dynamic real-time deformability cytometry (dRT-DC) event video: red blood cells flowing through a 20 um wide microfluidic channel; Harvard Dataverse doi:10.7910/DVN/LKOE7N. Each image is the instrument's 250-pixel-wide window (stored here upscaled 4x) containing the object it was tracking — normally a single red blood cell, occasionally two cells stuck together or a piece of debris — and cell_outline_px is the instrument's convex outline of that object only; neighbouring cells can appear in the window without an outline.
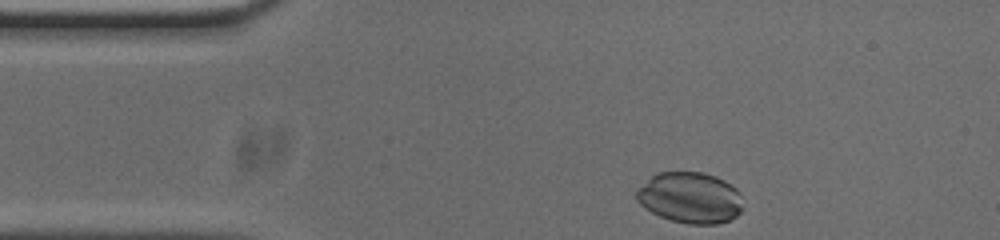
{"species": "common noctule bat (a hibernating species)", "species_latin": "Nyctalus noctula", "temperature_condition": "cold", "stored_images_in_passage": 35, "camera_frame_rate_fps": 3000, "um_per_image_px": 0.085, "animal": {"sex": "male", "body_mass_g": 20.0, "forearm_length_mm": 53.3}, "frame": {"image": 1, "passage_image": 1, "time_ms": 0.0, "image_size_px": [1000, 240], "cell_outline_px": [[740, 212], [736, 216], [728, 220], [716, 224], [688, 224], [672, 220], [660, 216], [644, 208], [636, 200], [636, 188], [656, 172], [704, 172], [716, 176], [724, 180], [736, 188], [740, 192]], "centroid_in_image_um": [58.62, 16.79], "position_along_channel_um": 26.4, "area_um2": 31.73}}
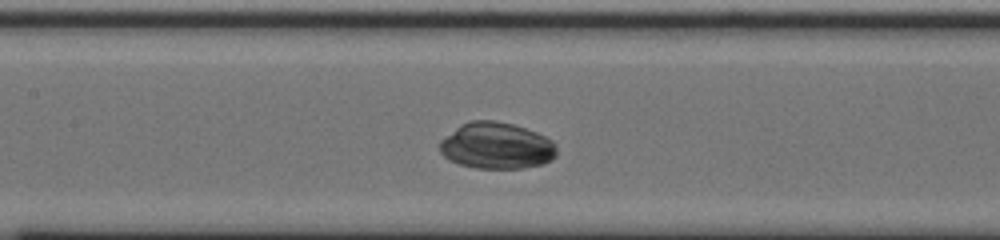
{"frame": {"image": 2, "passage_image": 16, "time_ms": 5.0, "image_size_px": [1000, 240], "cell_outline_px": [[556, 156], [552, 160], [540, 164], [520, 168], [476, 168], [460, 164], [444, 156], [440, 152], [440, 140], [460, 124], [472, 120], [492, 120], [512, 124], [536, 132], [552, 140], [556, 144]], "centroid_in_image_um": [42.2, 12.38], "position_along_channel_um": 165.2, "area_um2": 31.5}}
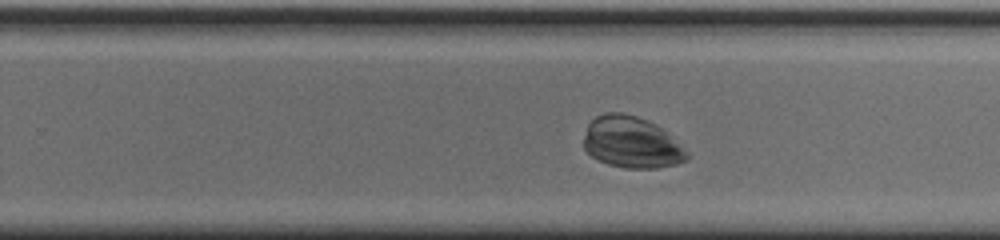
{"frame": {"image": 3, "passage_image": 25, "time_ms": 8.0, "image_size_px": [1000, 240], "cell_outline_px": [[688, 160], [676, 164], [656, 168], [624, 168], [608, 164], [592, 156], [584, 148], [584, 136], [588, 124], [596, 116], [604, 112], [620, 112], [636, 116], [656, 124], [668, 132], [688, 152]], "centroid_in_image_um": [53.69, 12.1], "position_along_channel_um": 276.1, "area_um2": 30.98}}